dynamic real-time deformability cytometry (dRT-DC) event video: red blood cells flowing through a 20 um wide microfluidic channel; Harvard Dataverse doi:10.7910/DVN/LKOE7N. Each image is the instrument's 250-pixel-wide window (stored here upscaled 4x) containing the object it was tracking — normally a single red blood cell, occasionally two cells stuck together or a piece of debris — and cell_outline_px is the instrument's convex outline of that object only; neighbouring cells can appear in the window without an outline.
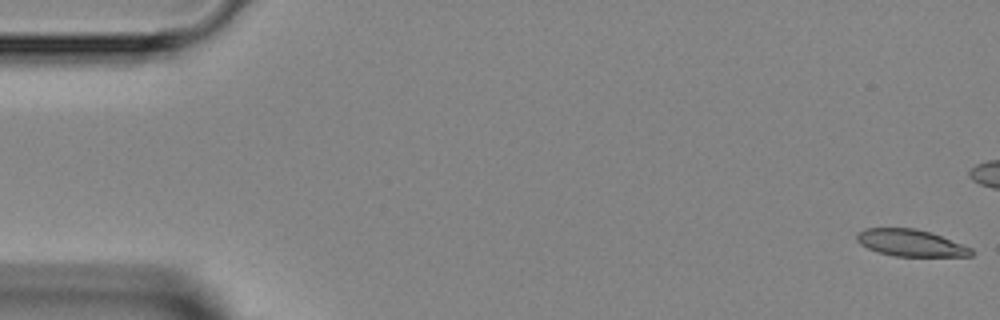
{"species": "Egyptian fruit bat (a non-hibernating species)", "species_latin": "Rousettus aegyptiacus", "temperature_condition": "room temperature", "stored_images_in_passage": 3, "camera_frame_rate_fps": 3000, "um_per_image_px": 0.085, "animal": {"sex": "female"}, "frame": {"image": 1, "passage_image": 3, "time_ms": 2.333, "image_size_px": [1000, 320], "cell_outline_px": [[972, 256], [896, 256], [876, 252], [860, 244], [856, 240], [856, 236], [864, 228], [916, 228], [940, 236], [972, 248]], "centroid_in_image_um": [77.37, 20.65], "position_along_channel_um": 7.6, "area_um2": 17.69}}